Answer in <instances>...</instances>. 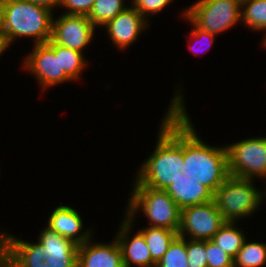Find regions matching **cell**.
I'll return each instance as SVG.
<instances>
[{
    "label": "cell",
    "instance_id": "23",
    "mask_svg": "<svg viewBox=\"0 0 266 267\" xmlns=\"http://www.w3.org/2000/svg\"><path fill=\"white\" fill-rule=\"evenodd\" d=\"M84 59L82 52L59 45L60 72H65L72 81L81 75L86 63Z\"/></svg>",
    "mask_w": 266,
    "mask_h": 267
},
{
    "label": "cell",
    "instance_id": "7",
    "mask_svg": "<svg viewBox=\"0 0 266 267\" xmlns=\"http://www.w3.org/2000/svg\"><path fill=\"white\" fill-rule=\"evenodd\" d=\"M241 0H198L183 14L198 28L218 34L241 20Z\"/></svg>",
    "mask_w": 266,
    "mask_h": 267
},
{
    "label": "cell",
    "instance_id": "3",
    "mask_svg": "<svg viewBox=\"0 0 266 267\" xmlns=\"http://www.w3.org/2000/svg\"><path fill=\"white\" fill-rule=\"evenodd\" d=\"M52 11L27 0H2L1 32L8 45L15 38L33 37L35 45L52 37Z\"/></svg>",
    "mask_w": 266,
    "mask_h": 267
},
{
    "label": "cell",
    "instance_id": "19",
    "mask_svg": "<svg viewBox=\"0 0 266 267\" xmlns=\"http://www.w3.org/2000/svg\"><path fill=\"white\" fill-rule=\"evenodd\" d=\"M211 240L234 259L246 238L235 228V222L225 221Z\"/></svg>",
    "mask_w": 266,
    "mask_h": 267
},
{
    "label": "cell",
    "instance_id": "15",
    "mask_svg": "<svg viewBox=\"0 0 266 267\" xmlns=\"http://www.w3.org/2000/svg\"><path fill=\"white\" fill-rule=\"evenodd\" d=\"M77 267H124L117 240L111 244H91L90 239L78 247Z\"/></svg>",
    "mask_w": 266,
    "mask_h": 267
},
{
    "label": "cell",
    "instance_id": "26",
    "mask_svg": "<svg viewBox=\"0 0 266 267\" xmlns=\"http://www.w3.org/2000/svg\"><path fill=\"white\" fill-rule=\"evenodd\" d=\"M188 267H207L206 240L186 241Z\"/></svg>",
    "mask_w": 266,
    "mask_h": 267
},
{
    "label": "cell",
    "instance_id": "21",
    "mask_svg": "<svg viewBox=\"0 0 266 267\" xmlns=\"http://www.w3.org/2000/svg\"><path fill=\"white\" fill-rule=\"evenodd\" d=\"M234 267H260L266 262V244L259 242L246 243L233 259Z\"/></svg>",
    "mask_w": 266,
    "mask_h": 267
},
{
    "label": "cell",
    "instance_id": "4",
    "mask_svg": "<svg viewBox=\"0 0 266 267\" xmlns=\"http://www.w3.org/2000/svg\"><path fill=\"white\" fill-rule=\"evenodd\" d=\"M129 201L126 217L133 218L137 210L141 209L151 227L166 228L178 233L181 209L165 190L134 186Z\"/></svg>",
    "mask_w": 266,
    "mask_h": 267
},
{
    "label": "cell",
    "instance_id": "6",
    "mask_svg": "<svg viewBox=\"0 0 266 267\" xmlns=\"http://www.w3.org/2000/svg\"><path fill=\"white\" fill-rule=\"evenodd\" d=\"M42 244L0 233V257L11 267H77L78 255L47 256Z\"/></svg>",
    "mask_w": 266,
    "mask_h": 267
},
{
    "label": "cell",
    "instance_id": "29",
    "mask_svg": "<svg viewBox=\"0 0 266 267\" xmlns=\"http://www.w3.org/2000/svg\"><path fill=\"white\" fill-rule=\"evenodd\" d=\"M184 17H186L187 18V20H189L190 21V23L191 24H193V26H194V28H193V30H192V33H191V38H194L195 39V41H198V40H202V42L203 41H205V40H207L208 41V44H210L211 45V43H213V41H214V34H211L210 32H208V31H204V30H202V29H200V28H198L186 15L184 16ZM197 39V40H196ZM192 50H196V49H193V47L194 46H189ZM196 48V47H195ZM193 51V52H194ZM199 52H201V50H198ZM196 52V51H195ZM198 53V52H197Z\"/></svg>",
    "mask_w": 266,
    "mask_h": 267
},
{
    "label": "cell",
    "instance_id": "10",
    "mask_svg": "<svg viewBox=\"0 0 266 267\" xmlns=\"http://www.w3.org/2000/svg\"><path fill=\"white\" fill-rule=\"evenodd\" d=\"M25 60L24 67L37 77L43 89L71 81L65 72H60L59 45L51 39L47 43L34 45Z\"/></svg>",
    "mask_w": 266,
    "mask_h": 267
},
{
    "label": "cell",
    "instance_id": "8",
    "mask_svg": "<svg viewBox=\"0 0 266 267\" xmlns=\"http://www.w3.org/2000/svg\"><path fill=\"white\" fill-rule=\"evenodd\" d=\"M229 175L252 179L266 178V137L248 138L226 146Z\"/></svg>",
    "mask_w": 266,
    "mask_h": 267
},
{
    "label": "cell",
    "instance_id": "20",
    "mask_svg": "<svg viewBox=\"0 0 266 267\" xmlns=\"http://www.w3.org/2000/svg\"><path fill=\"white\" fill-rule=\"evenodd\" d=\"M241 22L254 30H266V0H242ZM266 40V37L263 41Z\"/></svg>",
    "mask_w": 266,
    "mask_h": 267
},
{
    "label": "cell",
    "instance_id": "18",
    "mask_svg": "<svg viewBox=\"0 0 266 267\" xmlns=\"http://www.w3.org/2000/svg\"><path fill=\"white\" fill-rule=\"evenodd\" d=\"M42 250L47 256L51 255H78V245L64 238L48 227L40 233L39 241Z\"/></svg>",
    "mask_w": 266,
    "mask_h": 267
},
{
    "label": "cell",
    "instance_id": "11",
    "mask_svg": "<svg viewBox=\"0 0 266 267\" xmlns=\"http://www.w3.org/2000/svg\"><path fill=\"white\" fill-rule=\"evenodd\" d=\"M94 29L87 15L64 14L52 20L51 40L55 44L82 52L93 38Z\"/></svg>",
    "mask_w": 266,
    "mask_h": 267
},
{
    "label": "cell",
    "instance_id": "5",
    "mask_svg": "<svg viewBox=\"0 0 266 267\" xmlns=\"http://www.w3.org/2000/svg\"><path fill=\"white\" fill-rule=\"evenodd\" d=\"M262 191L253 186L252 179L229 176L213 194V201L225 221L253 214L263 200Z\"/></svg>",
    "mask_w": 266,
    "mask_h": 267
},
{
    "label": "cell",
    "instance_id": "24",
    "mask_svg": "<svg viewBox=\"0 0 266 267\" xmlns=\"http://www.w3.org/2000/svg\"><path fill=\"white\" fill-rule=\"evenodd\" d=\"M187 264L186 239L177 236L156 263V267H188Z\"/></svg>",
    "mask_w": 266,
    "mask_h": 267
},
{
    "label": "cell",
    "instance_id": "14",
    "mask_svg": "<svg viewBox=\"0 0 266 267\" xmlns=\"http://www.w3.org/2000/svg\"><path fill=\"white\" fill-rule=\"evenodd\" d=\"M132 221V217H126L116 236L122 254L123 266L131 267L134 263L138 267H156L143 235L138 231L131 241L128 239Z\"/></svg>",
    "mask_w": 266,
    "mask_h": 267
},
{
    "label": "cell",
    "instance_id": "31",
    "mask_svg": "<svg viewBox=\"0 0 266 267\" xmlns=\"http://www.w3.org/2000/svg\"><path fill=\"white\" fill-rule=\"evenodd\" d=\"M8 43L6 41V38L4 36V34L1 32L0 30V55L3 54V52L6 50V48L8 47Z\"/></svg>",
    "mask_w": 266,
    "mask_h": 267
},
{
    "label": "cell",
    "instance_id": "25",
    "mask_svg": "<svg viewBox=\"0 0 266 267\" xmlns=\"http://www.w3.org/2000/svg\"><path fill=\"white\" fill-rule=\"evenodd\" d=\"M207 267H234L233 258L212 240H206Z\"/></svg>",
    "mask_w": 266,
    "mask_h": 267
},
{
    "label": "cell",
    "instance_id": "30",
    "mask_svg": "<svg viewBox=\"0 0 266 267\" xmlns=\"http://www.w3.org/2000/svg\"><path fill=\"white\" fill-rule=\"evenodd\" d=\"M27 1L35 5L44 7L51 11L53 10L52 8H55V6L60 5L62 2V0H27Z\"/></svg>",
    "mask_w": 266,
    "mask_h": 267
},
{
    "label": "cell",
    "instance_id": "32",
    "mask_svg": "<svg viewBox=\"0 0 266 267\" xmlns=\"http://www.w3.org/2000/svg\"><path fill=\"white\" fill-rule=\"evenodd\" d=\"M0 267H11L2 257H0Z\"/></svg>",
    "mask_w": 266,
    "mask_h": 267
},
{
    "label": "cell",
    "instance_id": "9",
    "mask_svg": "<svg viewBox=\"0 0 266 267\" xmlns=\"http://www.w3.org/2000/svg\"><path fill=\"white\" fill-rule=\"evenodd\" d=\"M225 223L214 201L181 209L178 236L193 240H211ZM186 234V235H185Z\"/></svg>",
    "mask_w": 266,
    "mask_h": 267
},
{
    "label": "cell",
    "instance_id": "1",
    "mask_svg": "<svg viewBox=\"0 0 266 267\" xmlns=\"http://www.w3.org/2000/svg\"><path fill=\"white\" fill-rule=\"evenodd\" d=\"M182 96H174L160 126L156 148L138 172L135 186L166 190L176 179L183 161Z\"/></svg>",
    "mask_w": 266,
    "mask_h": 267
},
{
    "label": "cell",
    "instance_id": "2",
    "mask_svg": "<svg viewBox=\"0 0 266 267\" xmlns=\"http://www.w3.org/2000/svg\"><path fill=\"white\" fill-rule=\"evenodd\" d=\"M183 106V164L188 173L213 193L230 176L225 147H211L197 136Z\"/></svg>",
    "mask_w": 266,
    "mask_h": 267
},
{
    "label": "cell",
    "instance_id": "17",
    "mask_svg": "<svg viewBox=\"0 0 266 267\" xmlns=\"http://www.w3.org/2000/svg\"><path fill=\"white\" fill-rule=\"evenodd\" d=\"M139 232L143 235L152 260L157 263L167 252L169 245L178 236L174 230L159 227H146Z\"/></svg>",
    "mask_w": 266,
    "mask_h": 267
},
{
    "label": "cell",
    "instance_id": "13",
    "mask_svg": "<svg viewBox=\"0 0 266 267\" xmlns=\"http://www.w3.org/2000/svg\"><path fill=\"white\" fill-rule=\"evenodd\" d=\"M147 19L144 18L138 10L128 7L118 13L104 26L112 39V43L118 48L125 49L133 43L148 25Z\"/></svg>",
    "mask_w": 266,
    "mask_h": 267
},
{
    "label": "cell",
    "instance_id": "27",
    "mask_svg": "<svg viewBox=\"0 0 266 267\" xmlns=\"http://www.w3.org/2000/svg\"><path fill=\"white\" fill-rule=\"evenodd\" d=\"M172 0H133V8L145 18L149 14H156L170 4Z\"/></svg>",
    "mask_w": 266,
    "mask_h": 267
},
{
    "label": "cell",
    "instance_id": "12",
    "mask_svg": "<svg viewBox=\"0 0 266 267\" xmlns=\"http://www.w3.org/2000/svg\"><path fill=\"white\" fill-rule=\"evenodd\" d=\"M180 209L201 205L213 200V192L188 173L186 164L180 161V169L174 182L165 190Z\"/></svg>",
    "mask_w": 266,
    "mask_h": 267
},
{
    "label": "cell",
    "instance_id": "22",
    "mask_svg": "<svg viewBox=\"0 0 266 267\" xmlns=\"http://www.w3.org/2000/svg\"><path fill=\"white\" fill-rule=\"evenodd\" d=\"M123 2V0H95L87 17L95 27L98 25L104 26L127 8Z\"/></svg>",
    "mask_w": 266,
    "mask_h": 267
},
{
    "label": "cell",
    "instance_id": "33",
    "mask_svg": "<svg viewBox=\"0 0 266 267\" xmlns=\"http://www.w3.org/2000/svg\"><path fill=\"white\" fill-rule=\"evenodd\" d=\"M1 8H2V0H0V30H1Z\"/></svg>",
    "mask_w": 266,
    "mask_h": 267
},
{
    "label": "cell",
    "instance_id": "16",
    "mask_svg": "<svg viewBox=\"0 0 266 267\" xmlns=\"http://www.w3.org/2000/svg\"><path fill=\"white\" fill-rule=\"evenodd\" d=\"M47 227L78 246L91 238L90 230L80 233L83 228L82 219L79 213L70 206H58L52 211Z\"/></svg>",
    "mask_w": 266,
    "mask_h": 267
},
{
    "label": "cell",
    "instance_id": "28",
    "mask_svg": "<svg viewBox=\"0 0 266 267\" xmlns=\"http://www.w3.org/2000/svg\"><path fill=\"white\" fill-rule=\"evenodd\" d=\"M95 0H62L60 6L68 9L65 14L88 15Z\"/></svg>",
    "mask_w": 266,
    "mask_h": 267
}]
</instances>
